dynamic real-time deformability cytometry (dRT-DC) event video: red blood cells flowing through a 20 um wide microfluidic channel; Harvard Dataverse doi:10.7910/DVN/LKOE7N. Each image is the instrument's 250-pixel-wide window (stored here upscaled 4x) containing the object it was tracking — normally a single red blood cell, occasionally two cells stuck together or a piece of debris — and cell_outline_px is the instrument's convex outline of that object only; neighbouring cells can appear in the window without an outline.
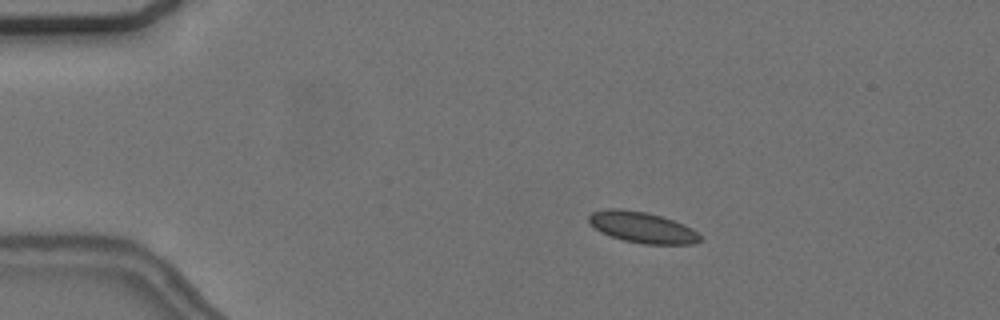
{"species": "common noctule bat (a hibernating species)", "species_latin": "Nyctalus noctula", "temperature_condition": "cold", "stored_images_in_passage": 56, "camera_frame_rate_fps": 3000, "um_per_image_px": 0.085, "animal": {"sex": "female", "body_mass_g": 24.6, "forearm_length_mm": 56.2}, "frame": {"image": 1, "passage_image": 10, "time_ms": 3.0, "image_size_px": [1000, 320], "cell_outline_px": [[704, 240], [692, 244], [644, 244], [624, 240], [612, 236], [596, 228], [588, 220], [588, 216], [592, 212], [608, 208], [620, 208], [648, 212], [684, 224], [692, 228]], "centroid_in_image_um": [54.62, 19.31], "position_along_channel_um": 30.4, "area_um2": 19.94}}
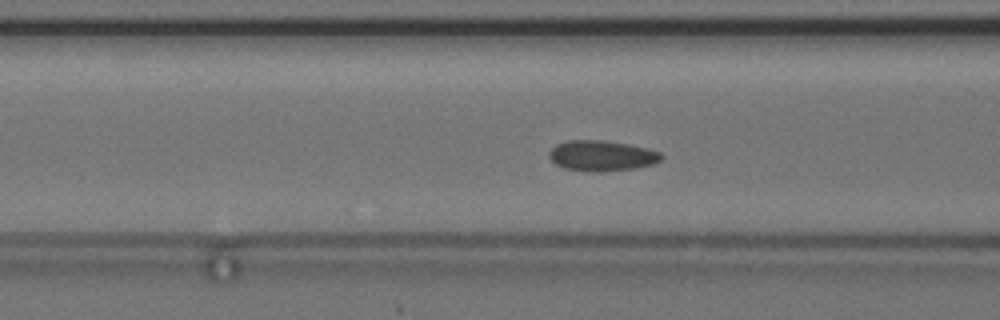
{"frame": {"image": 2, "passage_image": 22, "time_ms": 7.0, "image_size_px": [1000, 320], "cell_outline_px": [[664, 156], [660, 160], [652, 164], [636, 168], [600, 172], [592, 172], [564, 168], [556, 164], [548, 156], [548, 152], [556, 144], [568, 140], [604, 140], [628, 144], [648, 148], [660, 152]], "centroid_in_image_um": [51.15, 13.23], "position_along_channel_um": 115.5, "area_um2": 20.06}}
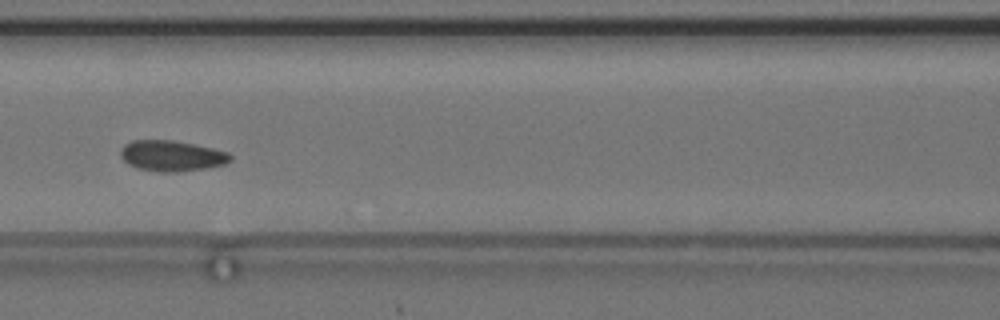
{"frame": {"image": 3, "passage_image": 25, "time_ms": 8.0, "image_size_px": [1000, 320], "cell_outline_px": [[232, 160], [224, 164], [204, 168], [180, 172], [160, 172], [136, 168], [128, 164], [120, 156], [120, 152], [124, 144], [132, 140], [172, 140], [212, 148], [228, 152], [232, 156]], "centroid_in_image_um": [14.57, 13.25], "position_along_channel_um": 152.0, "area_um2": 19.65}, "authors_computed_cell_mechanics": {"area_um2": 19.4786, "velocity_mm_per_s": 3.6375, "shape_relaxation_time_tau1_ms": null, "shape_relaxation_time_tau2_ms": 1.8614, "deformation_change_tau1": null, "deformation_change_tau2": 0.0619}}